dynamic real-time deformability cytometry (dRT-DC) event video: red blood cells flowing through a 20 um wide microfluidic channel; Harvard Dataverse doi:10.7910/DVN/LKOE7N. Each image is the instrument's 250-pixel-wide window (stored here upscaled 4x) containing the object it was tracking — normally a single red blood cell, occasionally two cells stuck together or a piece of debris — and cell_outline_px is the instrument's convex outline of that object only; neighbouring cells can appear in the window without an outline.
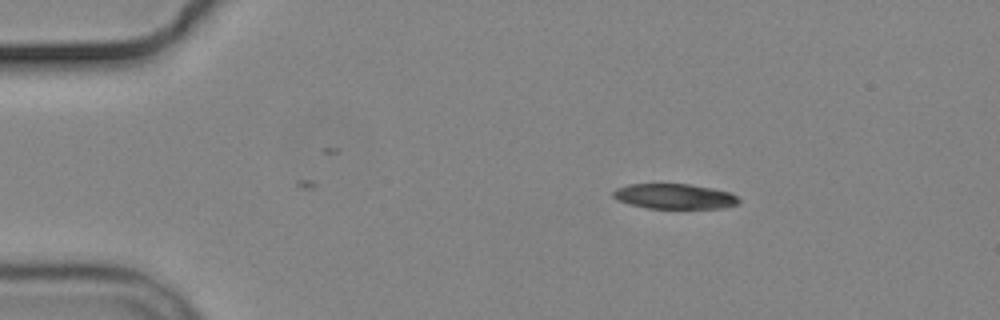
{"species": "common noctule bat (a hibernating species)", "species_latin": "Nyctalus noctula", "temperature_condition": "cold", "stored_images_in_passage": 2, "camera_frame_rate_fps": 3000, "um_per_image_px": 0.085, "animal": {"sex": "male", "body_mass_g": 19.2, "forearm_length_mm": 51.8}, "frame": {"image": 1, "passage_image": 2, "time_ms": 1.0, "image_size_px": [1000, 320], "cell_outline_px": [[740, 200], [736, 204], [724, 208], [648, 208], [628, 204], [616, 200], [612, 196], [612, 192], [616, 188], [628, 184], [688, 184], [712, 188], [728, 192], [736, 196]], "centroid_in_image_um": [57.27, 16.69], "position_along_channel_um": 27.7, "area_um2": 18.38}}